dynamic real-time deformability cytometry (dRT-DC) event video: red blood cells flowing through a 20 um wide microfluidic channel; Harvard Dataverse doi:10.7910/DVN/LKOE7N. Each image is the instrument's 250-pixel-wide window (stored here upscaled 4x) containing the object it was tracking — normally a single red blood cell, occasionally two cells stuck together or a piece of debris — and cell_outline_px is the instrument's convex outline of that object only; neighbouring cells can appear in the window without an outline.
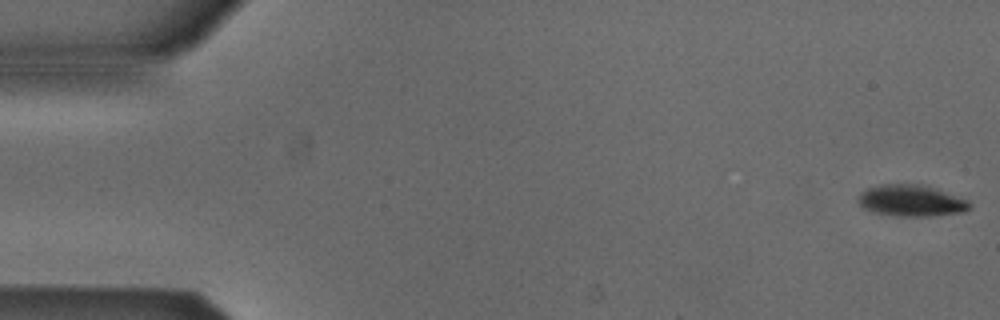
{"species": "Egyptian fruit bat (a non-hibernating species)", "species_latin": "Rousettus aegyptiacus", "temperature_condition": "cold", "stored_images_in_passage": 53, "camera_frame_rate_fps": 3000, "um_per_image_px": 0.085, "animal": {"sex": "male"}, "frame": {"image": 1, "passage_image": 1, "time_ms": 0.0, "image_size_px": [1000, 320], "cell_outline_px": [[972, 204], [964, 212], [932, 216], [896, 216], [872, 212], [864, 208], [856, 200], [860, 192], [868, 188], [880, 184], [920, 184], [968, 200]], "centroid_in_image_um": [77.41, 17.06], "position_along_channel_um": 7.6, "area_um2": 20.35}}
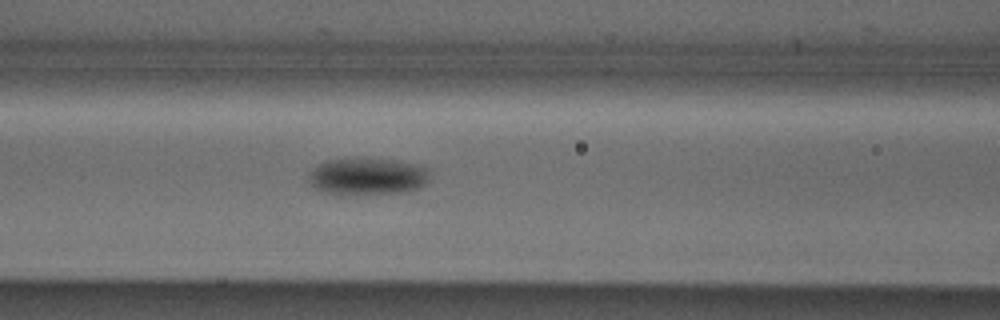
{"frame": {"image": 2, "passage_image": 22, "time_ms": 7.0, "image_size_px": [1000, 320], "cell_outline_px": [[428, 180], [420, 188], [400, 192], [336, 196], [324, 192], [308, 184], [308, 172], [316, 164], [328, 160], [356, 156], [396, 160], [424, 164], [428, 168]], "centroid_in_image_um": [31.18, 14.97], "position_along_channel_um": 135.4, "area_um2": 27.4}}
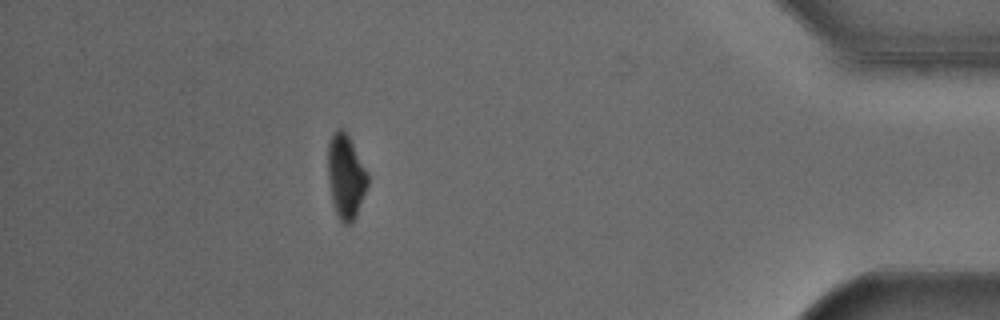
{"frame": {"image": 3, "passage_image": 47, "time_ms": 15.333, "image_size_px": [1000, 320], "cell_outline_px": [[368, 184], [356, 216], [352, 224], [344, 224], [340, 220], [332, 204], [328, 180], [328, 144], [332, 132], [336, 128], [344, 128], [348, 132], [368, 176]], "centroid_in_image_um": [29.37, 14.96], "position_along_channel_um": 405.8, "area_um2": 19.71}, "authors_computed_cell_mechanics": {"area_um2": 22.6576, "velocity_mm_per_s": 3.8693, "shape_relaxation_time_tau1_ms": 2.2061, "shape_relaxation_time_tau2_ms": null, "deformation_change_tau1": 0.0954, "deformation_change_tau2": null}}